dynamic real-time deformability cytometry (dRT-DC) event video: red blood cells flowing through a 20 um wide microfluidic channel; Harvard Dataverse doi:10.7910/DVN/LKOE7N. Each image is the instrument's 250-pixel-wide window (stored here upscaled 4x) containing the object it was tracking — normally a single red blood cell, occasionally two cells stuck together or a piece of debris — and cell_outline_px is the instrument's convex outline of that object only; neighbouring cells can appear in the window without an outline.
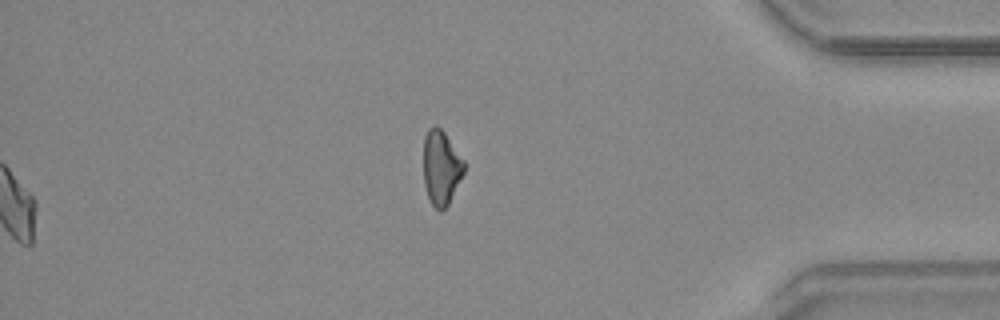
{"species": "common noctule bat (a hibernating species)", "species_latin": "Nyctalus noctula", "temperature_condition": "warm", "stored_images_in_passage": 34, "camera_frame_rate_fps": 3000, "um_per_image_px": 0.085, "animal": {"sex": "male", "body_mass_g": 20.4}, "frame": {"image": 1, "passage_image": 34, "time_ms": 11.0, "image_size_px": [1000, 320], "cell_outline_px": [[464, 172], [448, 204], [440, 212], [432, 204], [428, 196], [424, 184], [424, 136], [428, 128], [432, 124], [436, 124], [444, 132], [464, 160]], "centroid_in_image_um": [37.48, 14.2], "position_along_channel_um": 397.7, "area_um2": 17.51}, "authors_computed_cell_mechanics": {"area_um2": 18.4382, "velocity_mm_per_s": 3.7981, "shape_relaxation_time_tau1_ms": 3.96, "shape_relaxation_time_tau2_ms": null, "deformation_change_tau1": 0.1313, "deformation_change_tau2": null}}